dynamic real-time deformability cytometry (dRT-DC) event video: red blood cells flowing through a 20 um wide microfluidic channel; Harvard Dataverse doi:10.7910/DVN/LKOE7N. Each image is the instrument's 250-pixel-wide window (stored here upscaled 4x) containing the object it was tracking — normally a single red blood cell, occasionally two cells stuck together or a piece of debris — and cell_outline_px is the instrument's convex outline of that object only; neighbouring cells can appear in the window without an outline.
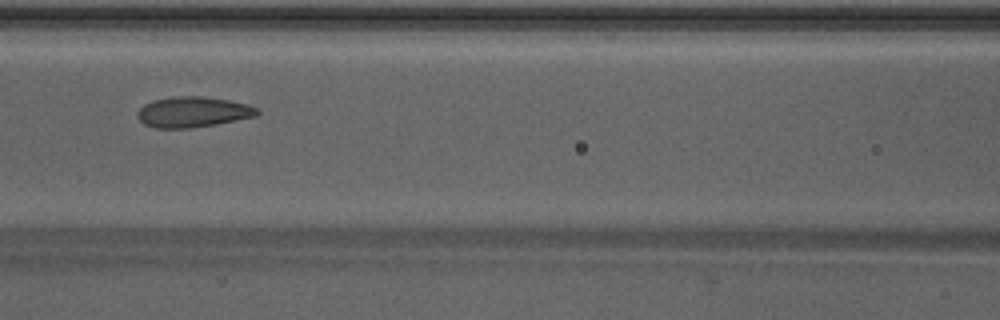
{"species": "Egyptian fruit bat (a non-hibernating species)", "species_latin": "Rousettus aegyptiacus", "temperature_condition": "warm", "stored_images_in_passage": 43, "camera_frame_rate_fps": 3000, "um_per_image_px": 0.085, "animal": {"sex": "male"}, "frame": {"image": 1, "passage_image": 17, "time_ms": 5.333, "image_size_px": [1000, 320], "cell_outline_px": [[260, 112], [256, 116], [216, 124], [192, 128], [156, 128], [144, 124], [136, 116], [136, 112], [144, 104], [152, 100], [176, 96], [200, 96], [228, 100], [248, 104], [256, 108]], "centroid_in_image_um": [16.37, 9.52], "position_along_channel_um": 150.2, "area_um2": 21.33}}
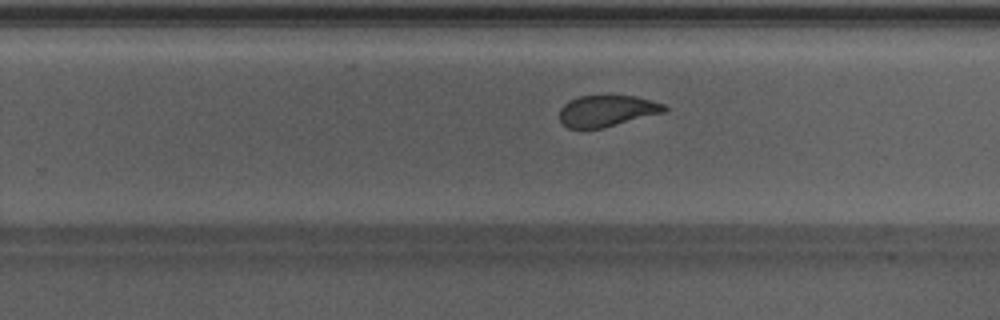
{"frame": {"image": 2, "passage_image": 26, "time_ms": 8.333, "image_size_px": [1000, 320], "cell_outline_px": [[668, 108], [664, 112], [604, 128], [568, 128], [560, 120], [560, 108], [568, 100], [576, 96], [636, 96], [664, 104]], "centroid_in_image_um": [51.57, 9.42], "position_along_channel_um": 278.2, "area_um2": 19.07}}
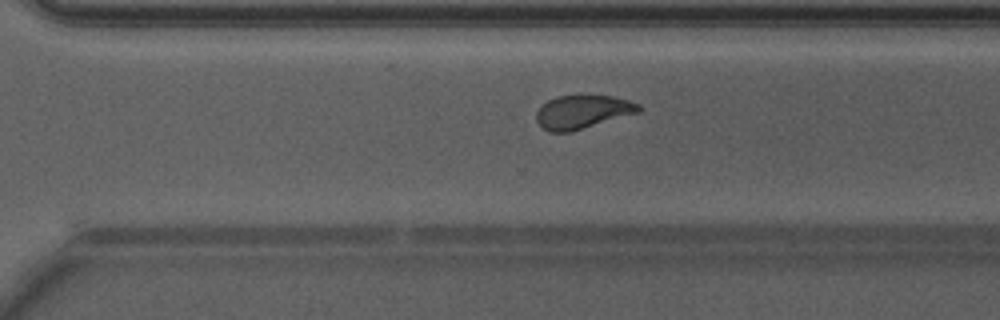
{"frame": {"image": 3, "passage_image": 29, "time_ms": 9.333, "image_size_px": [1000, 320], "cell_outline_px": [[644, 108], [640, 112], [568, 132], [552, 132], [544, 128], [536, 120], [536, 112], [548, 100], [556, 96], [612, 96], [628, 100], [640, 104]], "centroid_in_image_um": [49.55, 9.5], "position_along_channel_um": 321.0, "area_um2": 19.65}, "authors_computed_cell_mechanics": {"area_um2": 21.097, "velocity_mm_per_s": 4.2811, "shape_relaxation_time_tau1_ms": 4.7442, "shape_relaxation_time_tau2_ms": 1.1094, "deformation_change_tau1": 0.1563, "deformation_change_tau2": 0.0626}}